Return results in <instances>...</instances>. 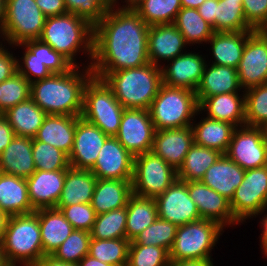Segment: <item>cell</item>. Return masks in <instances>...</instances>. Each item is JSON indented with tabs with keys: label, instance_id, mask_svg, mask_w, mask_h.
Listing matches in <instances>:
<instances>
[{
	"label": "cell",
	"instance_id": "d6986e66",
	"mask_svg": "<svg viewBox=\"0 0 267 266\" xmlns=\"http://www.w3.org/2000/svg\"><path fill=\"white\" fill-rule=\"evenodd\" d=\"M108 137L99 127L80 117L76 122L73 148L68 156L70 167L90 170Z\"/></svg>",
	"mask_w": 267,
	"mask_h": 266
},
{
	"label": "cell",
	"instance_id": "bcb514c9",
	"mask_svg": "<svg viewBox=\"0 0 267 266\" xmlns=\"http://www.w3.org/2000/svg\"><path fill=\"white\" fill-rule=\"evenodd\" d=\"M31 83L20 73L0 83V113L30 98Z\"/></svg>",
	"mask_w": 267,
	"mask_h": 266
},
{
	"label": "cell",
	"instance_id": "6da1fadb",
	"mask_svg": "<svg viewBox=\"0 0 267 266\" xmlns=\"http://www.w3.org/2000/svg\"><path fill=\"white\" fill-rule=\"evenodd\" d=\"M148 31L135 10L110 7L94 25L92 72H115L150 63Z\"/></svg>",
	"mask_w": 267,
	"mask_h": 266
},
{
	"label": "cell",
	"instance_id": "9a60e30c",
	"mask_svg": "<svg viewBox=\"0 0 267 266\" xmlns=\"http://www.w3.org/2000/svg\"><path fill=\"white\" fill-rule=\"evenodd\" d=\"M155 201L158 217L177 227L201 219L194 201L189 196L187 181L176 179Z\"/></svg>",
	"mask_w": 267,
	"mask_h": 266
},
{
	"label": "cell",
	"instance_id": "ab89813d",
	"mask_svg": "<svg viewBox=\"0 0 267 266\" xmlns=\"http://www.w3.org/2000/svg\"><path fill=\"white\" fill-rule=\"evenodd\" d=\"M181 8L180 0H143L134 10L153 26L173 23Z\"/></svg>",
	"mask_w": 267,
	"mask_h": 266
},
{
	"label": "cell",
	"instance_id": "91938a15",
	"mask_svg": "<svg viewBox=\"0 0 267 266\" xmlns=\"http://www.w3.org/2000/svg\"><path fill=\"white\" fill-rule=\"evenodd\" d=\"M169 266H214L213 260L170 261Z\"/></svg>",
	"mask_w": 267,
	"mask_h": 266
},
{
	"label": "cell",
	"instance_id": "cb8c5ba5",
	"mask_svg": "<svg viewBox=\"0 0 267 266\" xmlns=\"http://www.w3.org/2000/svg\"><path fill=\"white\" fill-rule=\"evenodd\" d=\"M253 31L240 32H214L207 41L210 43L209 51H211L210 61L214 65H223L236 68L242 58L247 38ZM211 48V49H210Z\"/></svg>",
	"mask_w": 267,
	"mask_h": 266
},
{
	"label": "cell",
	"instance_id": "8d00e7d4",
	"mask_svg": "<svg viewBox=\"0 0 267 266\" xmlns=\"http://www.w3.org/2000/svg\"><path fill=\"white\" fill-rule=\"evenodd\" d=\"M222 155L221 152L193 144L187 152L177 178L183 181H201L206 170Z\"/></svg>",
	"mask_w": 267,
	"mask_h": 266
},
{
	"label": "cell",
	"instance_id": "7c38bea8",
	"mask_svg": "<svg viewBox=\"0 0 267 266\" xmlns=\"http://www.w3.org/2000/svg\"><path fill=\"white\" fill-rule=\"evenodd\" d=\"M225 155L245 171L267 166V139L262 127H236Z\"/></svg>",
	"mask_w": 267,
	"mask_h": 266
},
{
	"label": "cell",
	"instance_id": "74e56055",
	"mask_svg": "<svg viewBox=\"0 0 267 266\" xmlns=\"http://www.w3.org/2000/svg\"><path fill=\"white\" fill-rule=\"evenodd\" d=\"M212 29L214 32L254 31L245 19L242 0H219Z\"/></svg>",
	"mask_w": 267,
	"mask_h": 266
},
{
	"label": "cell",
	"instance_id": "7402d4cb",
	"mask_svg": "<svg viewBox=\"0 0 267 266\" xmlns=\"http://www.w3.org/2000/svg\"><path fill=\"white\" fill-rule=\"evenodd\" d=\"M65 177L66 170H36L30 177L26 178L32 207L35 210L55 208L61 196Z\"/></svg>",
	"mask_w": 267,
	"mask_h": 266
},
{
	"label": "cell",
	"instance_id": "b9f144b4",
	"mask_svg": "<svg viewBox=\"0 0 267 266\" xmlns=\"http://www.w3.org/2000/svg\"><path fill=\"white\" fill-rule=\"evenodd\" d=\"M32 155L36 170L58 171L67 170L68 155L62 150L32 138Z\"/></svg>",
	"mask_w": 267,
	"mask_h": 266
},
{
	"label": "cell",
	"instance_id": "1f68e13d",
	"mask_svg": "<svg viewBox=\"0 0 267 266\" xmlns=\"http://www.w3.org/2000/svg\"><path fill=\"white\" fill-rule=\"evenodd\" d=\"M0 207L8 215L34 212L26 178L0 172Z\"/></svg>",
	"mask_w": 267,
	"mask_h": 266
},
{
	"label": "cell",
	"instance_id": "2644e50d",
	"mask_svg": "<svg viewBox=\"0 0 267 266\" xmlns=\"http://www.w3.org/2000/svg\"><path fill=\"white\" fill-rule=\"evenodd\" d=\"M262 129L264 131V136L265 138L267 139V123H265L263 126H262Z\"/></svg>",
	"mask_w": 267,
	"mask_h": 266
},
{
	"label": "cell",
	"instance_id": "5b68a950",
	"mask_svg": "<svg viewBox=\"0 0 267 266\" xmlns=\"http://www.w3.org/2000/svg\"><path fill=\"white\" fill-rule=\"evenodd\" d=\"M5 257L11 266H34L44 257L37 213L8 217L2 238Z\"/></svg>",
	"mask_w": 267,
	"mask_h": 266
},
{
	"label": "cell",
	"instance_id": "52a82bcc",
	"mask_svg": "<svg viewBox=\"0 0 267 266\" xmlns=\"http://www.w3.org/2000/svg\"><path fill=\"white\" fill-rule=\"evenodd\" d=\"M216 221L200 219L178 226L169 251L170 261L214 260L212 250L224 233Z\"/></svg>",
	"mask_w": 267,
	"mask_h": 266
},
{
	"label": "cell",
	"instance_id": "11a10c76",
	"mask_svg": "<svg viewBox=\"0 0 267 266\" xmlns=\"http://www.w3.org/2000/svg\"><path fill=\"white\" fill-rule=\"evenodd\" d=\"M46 17L67 13L65 0H35Z\"/></svg>",
	"mask_w": 267,
	"mask_h": 266
},
{
	"label": "cell",
	"instance_id": "f35d334b",
	"mask_svg": "<svg viewBox=\"0 0 267 266\" xmlns=\"http://www.w3.org/2000/svg\"><path fill=\"white\" fill-rule=\"evenodd\" d=\"M130 241L126 238L90 240L88 255L112 266H126Z\"/></svg>",
	"mask_w": 267,
	"mask_h": 266
},
{
	"label": "cell",
	"instance_id": "277c9868",
	"mask_svg": "<svg viewBox=\"0 0 267 266\" xmlns=\"http://www.w3.org/2000/svg\"><path fill=\"white\" fill-rule=\"evenodd\" d=\"M112 89L125 109L148 110L162 82L161 67L152 63L115 72H92Z\"/></svg>",
	"mask_w": 267,
	"mask_h": 266
},
{
	"label": "cell",
	"instance_id": "5bb4252c",
	"mask_svg": "<svg viewBox=\"0 0 267 266\" xmlns=\"http://www.w3.org/2000/svg\"><path fill=\"white\" fill-rule=\"evenodd\" d=\"M242 90L267 83V33L254 30L247 38L237 67Z\"/></svg>",
	"mask_w": 267,
	"mask_h": 266
},
{
	"label": "cell",
	"instance_id": "f5cc1de1",
	"mask_svg": "<svg viewBox=\"0 0 267 266\" xmlns=\"http://www.w3.org/2000/svg\"><path fill=\"white\" fill-rule=\"evenodd\" d=\"M242 8L247 23L254 30L267 26V0H242Z\"/></svg>",
	"mask_w": 267,
	"mask_h": 266
},
{
	"label": "cell",
	"instance_id": "9c48e42d",
	"mask_svg": "<svg viewBox=\"0 0 267 266\" xmlns=\"http://www.w3.org/2000/svg\"><path fill=\"white\" fill-rule=\"evenodd\" d=\"M45 20L46 16L35 0H6L2 28L5 44L16 46L30 40H39Z\"/></svg>",
	"mask_w": 267,
	"mask_h": 266
},
{
	"label": "cell",
	"instance_id": "4dcf8cb0",
	"mask_svg": "<svg viewBox=\"0 0 267 266\" xmlns=\"http://www.w3.org/2000/svg\"><path fill=\"white\" fill-rule=\"evenodd\" d=\"M200 116V121L197 122L195 116L191 125L194 134V143L225 154L236 126L229 122L207 118L203 114Z\"/></svg>",
	"mask_w": 267,
	"mask_h": 266
},
{
	"label": "cell",
	"instance_id": "484cf974",
	"mask_svg": "<svg viewBox=\"0 0 267 266\" xmlns=\"http://www.w3.org/2000/svg\"><path fill=\"white\" fill-rule=\"evenodd\" d=\"M241 89L236 68L207 63L195 94L197 98H208L218 94L245 93Z\"/></svg>",
	"mask_w": 267,
	"mask_h": 266
},
{
	"label": "cell",
	"instance_id": "836d02e7",
	"mask_svg": "<svg viewBox=\"0 0 267 266\" xmlns=\"http://www.w3.org/2000/svg\"><path fill=\"white\" fill-rule=\"evenodd\" d=\"M3 115L16 136L34 138L47 114L31 99L8 109Z\"/></svg>",
	"mask_w": 267,
	"mask_h": 266
},
{
	"label": "cell",
	"instance_id": "e7e4bbea",
	"mask_svg": "<svg viewBox=\"0 0 267 266\" xmlns=\"http://www.w3.org/2000/svg\"><path fill=\"white\" fill-rule=\"evenodd\" d=\"M8 217L9 216L0 207V241L3 238L4 232H5V229H6V224H7Z\"/></svg>",
	"mask_w": 267,
	"mask_h": 266
},
{
	"label": "cell",
	"instance_id": "db71d44e",
	"mask_svg": "<svg viewBox=\"0 0 267 266\" xmlns=\"http://www.w3.org/2000/svg\"><path fill=\"white\" fill-rule=\"evenodd\" d=\"M9 47L10 45L5 44L0 49V83L17 73V56Z\"/></svg>",
	"mask_w": 267,
	"mask_h": 266
},
{
	"label": "cell",
	"instance_id": "e0dca14e",
	"mask_svg": "<svg viewBox=\"0 0 267 266\" xmlns=\"http://www.w3.org/2000/svg\"><path fill=\"white\" fill-rule=\"evenodd\" d=\"M134 156L117 140L109 136L90 171L97 179L132 180Z\"/></svg>",
	"mask_w": 267,
	"mask_h": 266
},
{
	"label": "cell",
	"instance_id": "816d5d0a",
	"mask_svg": "<svg viewBox=\"0 0 267 266\" xmlns=\"http://www.w3.org/2000/svg\"><path fill=\"white\" fill-rule=\"evenodd\" d=\"M17 47L24 49L23 55L17 58V72L25 77L30 83L36 80L49 77L51 71L38 58H33V54L23 45L10 46L11 49Z\"/></svg>",
	"mask_w": 267,
	"mask_h": 266
},
{
	"label": "cell",
	"instance_id": "681fc988",
	"mask_svg": "<svg viewBox=\"0 0 267 266\" xmlns=\"http://www.w3.org/2000/svg\"><path fill=\"white\" fill-rule=\"evenodd\" d=\"M67 11L88 20L93 26L111 7V0H65Z\"/></svg>",
	"mask_w": 267,
	"mask_h": 266
},
{
	"label": "cell",
	"instance_id": "6125c7cd",
	"mask_svg": "<svg viewBox=\"0 0 267 266\" xmlns=\"http://www.w3.org/2000/svg\"><path fill=\"white\" fill-rule=\"evenodd\" d=\"M143 0H111V7L119 9H135ZM123 4H121V3ZM120 3V4H119ZM125 3V4H124ZM122 5V6H121Z\"/></svg>",
	"mask_w": 267,
	"mask_h": 266
},
{
	"label": "cell",
	"instance_id": "ee69618b",
	"mask_svg": "<svg viewBox=\"0 0 267 266\" xmlns=\"http://www.w3.org/2000/svg\"><path fill=\"white\" fill-rule=\"evenodd\" d=\"M176 230L177 226L175 224L158 217L153 224L141 231L130 244L159 246L170 251L176 236Z\"/></svg>",
	"mask_w": 267,
	"mask_h": 266
},
{
	"label": "cell",
	"instance_id": "ba28073f",
	"mask_svg": "<svg viewBox=\"0 0 267 266\" xmlns=\"http://www.w3.org/2000/svg\"><path fill=\"white\" fill-rule=\"evenodd\" d=\"M124 107L103 79L93 76L85 86L81 117L99 127L107 136H116Z\"/></svg>",
	"mask_w": 267,
	"mask_h": 266
},
{
	"label": "cell",
	"instance_id": "7bdbcfd3",
	"mask_svg": "<svg viewBox=\"0 0 267 266\" xmlns=\"http://www.w3.org/2000/svg\"><path fill=\"white\" fill-rule=\"evenodd\" d=\"M90 240V232L74 229L51 256L58 261L77 265L88 254Z\"/></svg>",
	"mask_w": 267,
	"mask_h": 266
},
{
	"label": "cell",
	"instance_id": "603a6c76",
	"mask_svg": "<svg viewBox=\"0 0 267 266\" xmlns=\"http://www.w3.org/2000/svg\"><path fill=\"white\" fill-rule=\"evenodd\" d=\"M197 100L199 111L207 118L229 122L236 127L246 125L245 93L218 94Z\"/></svg>",
	"mask_w": 267,
	"mask_h": 266
},
{
	"label": "cell",
	"instance_id": "c3c4849f",
	"mask_svg": "<svg viewBox=\"0 0 267 266\" xmlns=\"http://www.w3.org/2000/svg\"><path fill=\"white\" fill-rule=\"evenodd\" d=\"M169 251L159 246L130 244L126 266H169Z\"/></svg>",
	"mask_w": 267,
	"mask_h": 266
},
{
	"label": "cell",
	"instance_id": "003e7915",
	"mask_svg": "<svg viewBox=\"0 0 267 266\" xmlns=\"http://www.w3.org/2000/svg\"><path fill=\"white\" fill-rule=\"evenodd\" d=\"M6 13V0H0V27L3 28V23Z\"/></svg>",
	"mask_w": 267,
	"mask_h": 266
},
{
	"label": "cell",
	"instance_id": "8fae6325",
	"mask_svg": "<svg viewBox=\"0 0 267 266\" xmlns=\"http://www.w3.org/2000/svg\"><path fill=\"white\" fill-rule=\"evenodd\" d=\"M177 171L152 151L134 157L132 192L144 198H156L170 187Z\"/></svg>",
	"mask_w": 267,
	"mask_h": 266
},
{
	"label": "cell",
	"instance_id": "680465c9",
	"mask_svg": "<svg viewBox=\"0 0 267 266\" xmlns=\"http://www.w3.org/2000/svg\"><path fill=\"white\" fill-rule=\"evenodd\" d=\"M265 218L262 221H259V227L261 228V236L259 235L260 248L264 257L267 258V213L264 214Z\"/></svg>",
	"mask_w": 267,
	"mask_h": 266
},
{
	"label": "cell",
	"instance_id": "d6a6232c",
	"mask_svg": "<svg viewBox=\"0 0 267 266\" xmlns=\"http://www.w3.org/2000/svg\"><path fill=\"white\" fill-rule=\"evenodd\" d=\"M96 183L97 177L90 170L69 167L56 207L91 203Z\"/></svg>",
	"mask_w": 267,
	"mask_h": 266
},
{
	"label": "cell",
	"instance_id": "7dc6e473",
	"mask_svg": "<svg viewBox=\"0 0 267 266\" xmlns=\"http://www.w3.org/2000/svg\"><path fill=\"white\" fill-rule=\"evenodd\" d=\"M23 45L33 54V58H38L43 62L51 73H66L74 67L61 53L40 40H30L24 42Z\"/></svg>",
	"mask_w": 267,
	"mask_h": 266
},
{
	"label": "cell",
	"instance_id": "7a4b0ae2",
	"mask_svg": "<svg viewBox=\"0 0 267 266\" xmlns=\"http://www.w3.org/2000/svg\"><path fill=\"white\" fill-rule=\"evenodd\" d=\"M90 67L74 66L66 73H52L31 83L30 98L47 115L81 116L84 89L93 77Z\"/></svg>",
	"mask_w": 267,
	"mask_h": 266
},
{
	"label": "cell",
	"instance_id": "3957f363",
	"mask_svg": "<svg viewBox=\"0 0 267 266\" xmlns=\"http://www.w3.org/2000/svg\"><path fill=\"white\" fill-rule=\"evenodd\" d=\"M39 40L61 53L74 66H91L94 26L83 17L70 12L46 17ZM79 53L86 55L90 60L89 62L86 59L87 66L84 63H77L76 58H78Z\"/></svg>",
	"mask_w": 267,
	"mask_h": 266
},
{
	"label": "cell",
	"instance_id": "f1b7e54d",
	"mask_svg": "<svg viewBox=\"0 0 267 266\" xmlns=\"http://www.w3.org/2000/svg\"><path fill=\"white\" fill-rule=\"evenodd\" d=\"M35 212L38 215L44 256H51L73 232L74 227L56 208H41Z\"/></svg>",
	"mask_w": 267,
	"mask_h": 266
},
{
	"label": "cell",
	"instance_id": "be15d7a7",
	"mask_svg": "<svg viewBox=\"0 0 267 266\" xmlns=\"http://www.w3.org/2000/svg\"><path fill=\"white\" fill-rule=\"evenodd\" d=\"M77 266H112V265L99 261L96 258L87 254L79 261Z\"/></svg>",
	"mask_w": 267,
	"mask_h": 266
},
{
	"label": "cell",
	"instance_id": "30bf717a",
	"mask_svg": "<svg viewBox=\"0 0 267 266\" xmlns=\"http://www.w3.org/2000/svg\"><path fill=\"white\" fill-rule=\"evenodd\" d=\"M233 217L241 224L267 213V166L245 171L244 179L230 200ZM262 215V216H261ZM262 217V218H260Z\"/></svg>",
	"mask_w": 267,
	"mask_h": 266
},
{
	"label": "cell",
	"instance_id": "44dd1931",
	"mask_svg": "<svg viewBox=\"0 0 267 266\" xmlns=\"http://www.w3.org/2000/svg\"><path fill=\"white\" fill-rule=\"evenodd\" d=\"M193 144L192 126L163 129L155 131L151 151L178 171Z\"/></svg>",
	"mask_w": 267,
	"mask_h": 266
},
{
	"label": "cell",
	"instance_id": "94428289",
	"mask_svg": "<svg viewBox=\"0 0 267 266\" xmlns=\"http://www.w3.org/2000/svg\"><path fill=\"white\" fill-rule=\"evenodd\" d=\"M34 266H77V265L58 261L54 259L52 256H44Z\"/></svg>",
	"mask_w": 267,
	"mask_h": 266
},
{
	"label": "cell",
	"instance_id": "8992f818",
	"mask_svg": "<svg viewBox=\"0 0 267 266\" xmlns=\"http://www.w3.org/2000/svg\"><path fill=\"white\" fill-rule=\"evenodd\" d=\"M148 110L156 131L191 126L195 116L201 114L194 91L164 84Z\"/></svg>",
	"mask_w": 267,
	"mask_h": 266
},
{
	"label": "cell",
	"instance_id": "03108f58",
	"mask_svg": "<svg viewBox=\"0 0 267 266\" xmlns=\"http://www.w3.org/2000/svg\"><path fill=\"white\" fill-rule=\"evenodd\" d=\"M205 0H180L182 8L197 9Z\"/></svg>",
	"mask_w": 267,
	"mask_h": 266
},
{
	"label": "cell",
	"instance_id": "ffe728a7",
	"mask_svg": "<svg viewBox=\"0 0 267 266\" xmlns=\"http://www.w3.org/2000/svg\"><path fill=\"white\" fill-rule=\"evenodd\" d=\"M147 46L150 63L159 67L189 48L173 23L149 26Z\"/></svg>",
	"mask_w": 267,
	"mask_h": 266
},
{
	"label": "cell",
	"instance_id": "f6af8a7d",
	"mask_svg": "<svg viewBox=\"0 0 267 266\" xmlns=\"http://www.w3.org/2000/svg\"><path fill=\"white\" fill-rule=\"evenodd\" d=\"M245 121L256 127L267 123V83L245 90Z\"/></svg>",
	"mask_w": 267,
	"mask_h": 266
},
{
	"label": "cell",
	"instance_id": "6f0895ef",
	"mask_svg": "<svg viewBox=\"0 0 267 266\" xmlns=\"http://www.w3.org/2000/svg\"><path fill=\"white\" fill-rule=\"evenodd\" d=\"M219 0H205L198 8L199 14L211 26L215 24L216 5Z\"/></svg>",
	"mask_w": 267,
	"mask_h": 266
},
{
	"label": "cell",
	"instance_id": "d590c367",
	"mask_svg": "<svg viewBox=\"0 0 267 266\" xmlns=\"http://www.w3.org/2000/svg\"><path fill=\"white\" fill-rule=\"evenodd\" d=\"M173 24L184 36L189 47L195 44L207 45V41L214 33L212 26L194 8H181Z\"/></svg>",
	"mask_w": 267,
	"mask_h": 266
},
{
	"label": "cell",
	"instance_id": "9f6ffc18",
	"mask_svg": "<svg viewBox=\"0 0 267 266\" xmlns=\"http://www.w3.org/2000/svg\"><path fill=\"white\" fill-rule=\"evenodd\" d=\"M15 137L14 131L7 118L0 114V155Z\"/></svg>",
	"mask_w": 267,
	"mask_h": 266
},
{
	"label": "cell",
	"instance_id": "f546056e",
	"mask_svg": "<svg viewBox=\"0 0 267 266\" xmlns=\"http://www.w3.org/2000/svg\"><path fill=\"white\" fill-rule=\"evenodd\" d=\"M132 194V180L97 179L91 206L97 215L120 209Z\"/></svg>",
	"mask_w": 267,
	"mask_h": 266
},
{
	"label": "cell",
	"instance_id": "4fadbf2b",
	"mask_svg": "<svg viewBox=\"0 0 267 266\" xmlns=\"http://www.w3.org/2000/svg\"><path fill=\"white\" fill-rule=\"evenodd\" d=\"M155 131L149 110L124 109L115 137L135 157L152 150Z\"/></svg>",
	"mask_w": 267,
	"mask_h": 266
},
{
	"label": "cell",
	"instance_id": "a7ac6f4b",
	"mask_svg": "<svg viewBox=\"0 0 267 266\" xmlns=\"http://www.w3.org/2000/svg\"><path fill=\"white\" fill-rule=\"evenodd\" d=\"M0 266H11L5 257L2 241H0Z\"/></svg>",
	"mask_w": 267,
	"mask_h": 266
},
{
	"label": "cell",
	"instance_id": "4316f807",
	"mask_svg": "<svg viewBox=\"0 0 267 266\" xmlns=\"http://www.w3.org/2000/svg\"><path fill=\"white\" fill-rule=\"evenodd\" d=\"M80 117L47 115L34 138L62 150L69 156L73 148L76 122Z\"/></svg>",
	"mask_w": 267,
	"mask_h": 266
},
{
	"label": "cell",
	"instance_id": "89a4df30",
	"mask_svg": "<svg viewBox=\"0 0 267 266\" xmlns=\"http://www.w3.org/2000/svg\"><path fill=\"white\" fill-rule=\"evenodd\" d=\"M2 39V41H1ZM3 43L5 44V40H4V35H3V31H2V28L0 27V49L5 46L3 45Z\"/></svg>",
	"mask_w": 267,
	"mask_h": 266
},
{
	"label": "cell",
	"instance_id": "d4e9b609",
	"mask_svg": "<svg viewBox=\"0 0 267 266\" xmlns=\"http://www.w3.org/2000/svg\"><path fill=\"white\" fill-rule=\"evenodd\" d=\"M245 170L234 161L222 154L218 160L212 164L202 178V182L231 200L235 189L242 183Z\"/></svg>",
	"mask_w": 267,
	"mask_h": 266
},
{
	"label": "cell",
	"instance_id": "2e32d148",
	"mask_svg": "<svg viewBox=\"0 0 267 266\" xmlns=\"http://www.w3.org/2000/svg\"><path fill=\"white\" fill-rule=\"evenodd\" d=\"M199 53L201 52L186 51L167 61L166 66L165 64L161 66L163 84L169 87L186 88L195 92L208 63L206 60L208 55Z\"/></svg>",
	"mask_w": 267,
	"mask_h": 266
},
{
	"label": "cell",
	"instance_id": "60d3db41",
	"mask_svg": "<svg viewBox=\"0 0 267 266\" xmlns=\"http://www.w3.org/2000/svg\"><path fill=\"white\" fill-rule=\"evenodd\" d=\"M126 207L97 215L90 231L93 239L126 238Z\"/></svg>",
	"mask_w": 267,
	"mask_h": 266
},
{
	"label": "cell",
	"instance_id": "e575fe53",
	"mask_svg": "<svg viewBox=\"0 0 267 266\" xmlns=\"http://www.w3.org/2000/svg\"><path fill=\"white\" fill-rule=\"evenodd\" d=\"M126 239L130 242L149 227L158 218L157 205L154 198H144L132 194L126 205Z\"/></svg>",
	"mask_w": 267,
	"mask_h": 266
},
{
	"label": "cell",
	"instance_id": "83f0119b",
	"mask_svg": "<svg viewBox=\"0 0 267 266\" xmlns=\"http://www.w3.org/2000/svg\"><path fill=\"white\" fill-rule=\"evenodd\" d=\"M35 171L32 138L15 135L0 155V172L28 178Z\"/></svg>",
	"mask_w": 267,
	"mask_h": 266
},
{
	"label": "cell",
	"instance_id": "f907efd6",
	"mask_svg": "<svg viewBox=\"0 0 267 266\" xmlns=\"http://www.w3.org/2000/svg\"><path fill=\"white\" fill-rule=\"evenodd\" d=\"M55 208L61 211L74 229L78 230L90 232L97 217V213L92 208L91 203H80Z\"/></svg>",
	"mask_w": 267,
	"mask_h": 266
},
{
	"label": "cell",
	"instance_id": "ac0fdd59",
	"mask_svg": "<svg viewBox=\"0 0 267 266\" xmlns=\"http://www.w3.org/2000/svg\"><path fill=\"white\" fill-rule=\"evenodd\" d=\"M190 198L194 201L201 219L216 221L226 229L242 225L234 217L230 200L206 186L202 181H187Z\"/></svg>",
	"mask_w": 267,
	"mask_h": 266
}]
</instances>
